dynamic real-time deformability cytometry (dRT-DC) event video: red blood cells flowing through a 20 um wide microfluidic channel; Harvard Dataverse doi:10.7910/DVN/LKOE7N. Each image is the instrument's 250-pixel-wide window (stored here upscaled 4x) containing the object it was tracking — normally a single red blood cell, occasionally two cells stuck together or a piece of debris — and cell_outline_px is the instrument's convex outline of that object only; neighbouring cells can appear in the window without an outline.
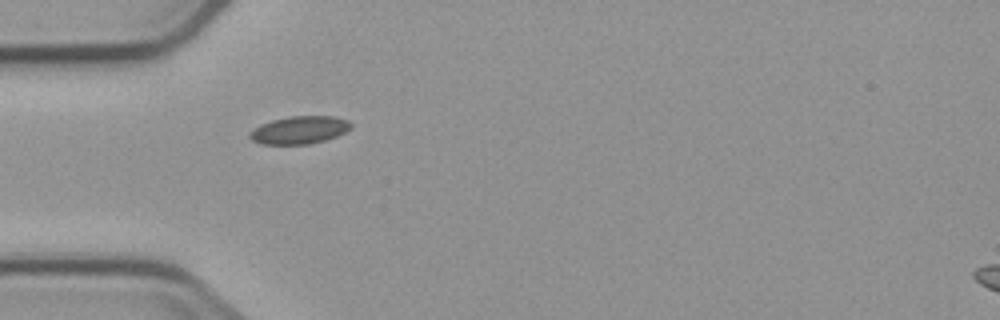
{"species": "common noctule bat (a hibernating species)", "species_latin": "Nyctalus noctula", "temperature_condition": "cold", "stored_images_in_passage": 9, "camera_frame_rate_fps": 3000, "um_per_image_px": 0.085, "animal": {"sex": "male", "body_mass_g": 23.1, "forearm_length_mm": 52.7}, "frame": {"image": 1, "passage_image": 1, "time_ms": 0.0, "image_size_px": [1000, 320], "cell_outline_px": [[352, 128], [336, 136], [324, 140], [308, 144], [264, 144], [252, 140], [248, 136], [248, 132], [260, 124], [272, 120], [288, 116], [336, 116], [348, 120], [352, 124]], "centroid_in_image_um": [25.44, 11.04], "position_along_channel_um": 59.6, "area_um2": 16.42}}
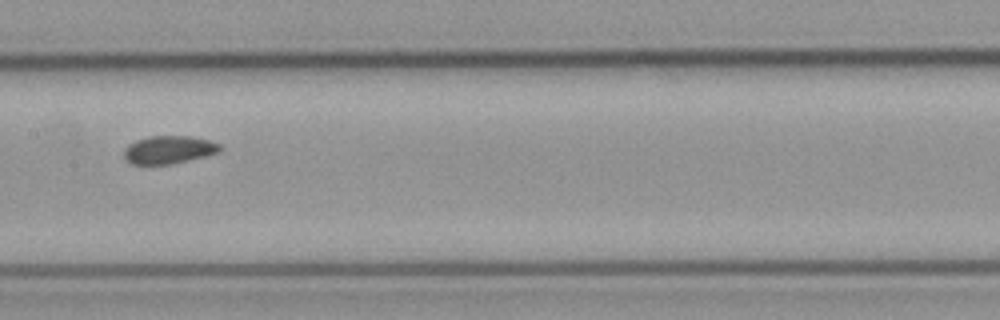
{"frame": {"image": 2, "passage_image": 4, "time_ms": 3.667, "image_size_px": [1000, 320], "cell_outline_px": [[220, 152], [204, 156], [168, 164], [132, 164], [124, 160], [124, 148], [128, 144], [136, 140], [148, 136], [192, 136], [208, 140], [220, 144]], "centroid_in_image_um": [14.3, 12.71], "position_along_channel_um": 193.1, "area_um2": 15.55}}
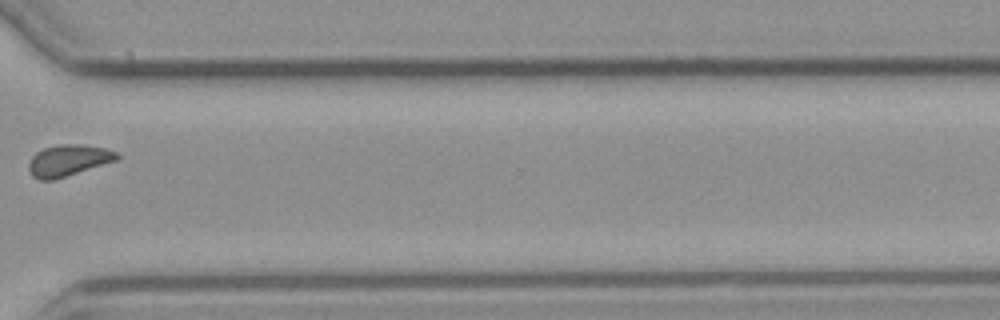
{"frame": {"image": 3, "passage_image": 8, "time_ms": 8.333, "image_size_px": [1000, 320], "cell_outline_px": [[120, 156], [116, 160], [52, 180], [40, 180], [32, 176], [28, 168], [28, 164], [32, 156], [36, 152], [44, 148], [60, 144], [80, 144], [104, 148], [120, 152]], "centroid_in_image_um": [5.79, 13.62], "position_along_channel_um": 364.8, "area_um2": 15.95}}